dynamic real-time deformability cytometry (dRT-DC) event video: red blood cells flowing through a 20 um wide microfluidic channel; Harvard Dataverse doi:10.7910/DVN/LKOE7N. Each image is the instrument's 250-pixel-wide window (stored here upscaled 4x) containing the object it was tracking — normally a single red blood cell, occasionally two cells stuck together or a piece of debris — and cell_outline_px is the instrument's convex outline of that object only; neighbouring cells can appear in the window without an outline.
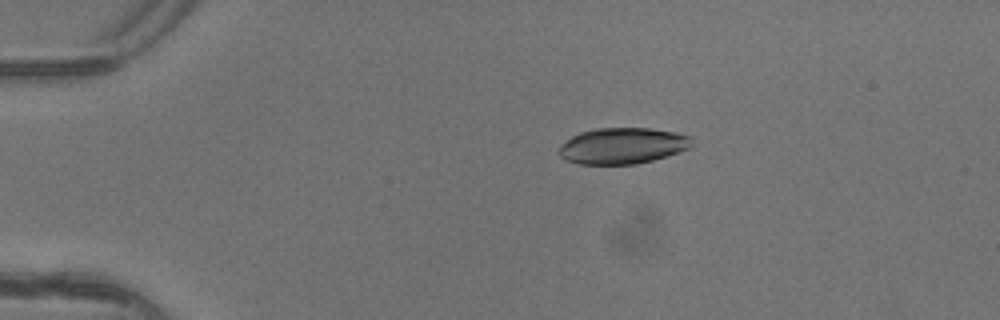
{"species": "common noctule bat (a hibernating species)", "species_latin": "Nyctalus noctula", "temperature_condition": "warm", "stored_images_in_passage": 5, "camera_frame_rate_fps": 3000, "um_per_image_px": 0.085, "animal": {"sex": "female"}, "frame": {"image": 1, "passage_image": 3, "time_ms": 0.667, "image_size_px": [1000, 320], "cell_outline_px": [[692, 144], [688, 148], [680, 152], [652, 160], [636, 164], [580, 164], [568, 160], [560, 156], [560, 148], [572, 136], [580, 132], [596, 128], [648, 128], [676, 132], [692, 136]], "centroid_in_image_um": [52.97, 12.38], "position_along_channel_um": 32.0, "area_um2": 27.74}}
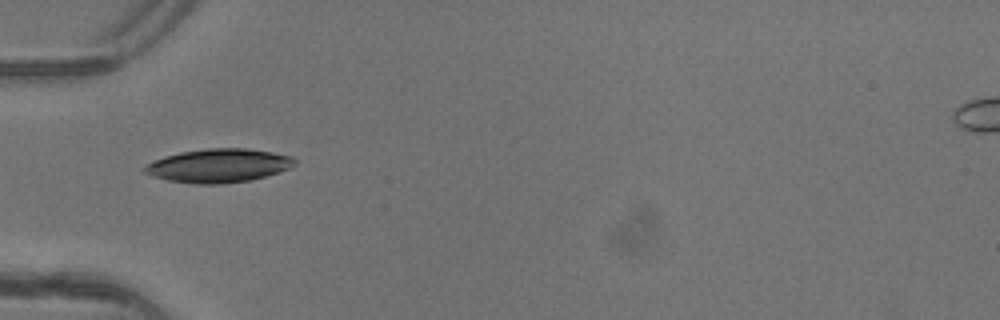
{"frame": {"image": 2, "passage_image": 5, "time_ms": 1.333, "image_size_px": [1000, 320], "cell_outline_px": [[296, 164], [288, 168], [264, 176], [248, 180], [220, 184], [196, 184], [168, 180], [152, 176], [144, 172], [140, 168], [164, 156], [180, 152], [208, 148], [248, 148], [272, 152], [292, 156], [296, 160]], "centroid_in_image_um": [18.55, 14.07], "position_along_channel_um": 66.5, "area_um2": 29.25}}